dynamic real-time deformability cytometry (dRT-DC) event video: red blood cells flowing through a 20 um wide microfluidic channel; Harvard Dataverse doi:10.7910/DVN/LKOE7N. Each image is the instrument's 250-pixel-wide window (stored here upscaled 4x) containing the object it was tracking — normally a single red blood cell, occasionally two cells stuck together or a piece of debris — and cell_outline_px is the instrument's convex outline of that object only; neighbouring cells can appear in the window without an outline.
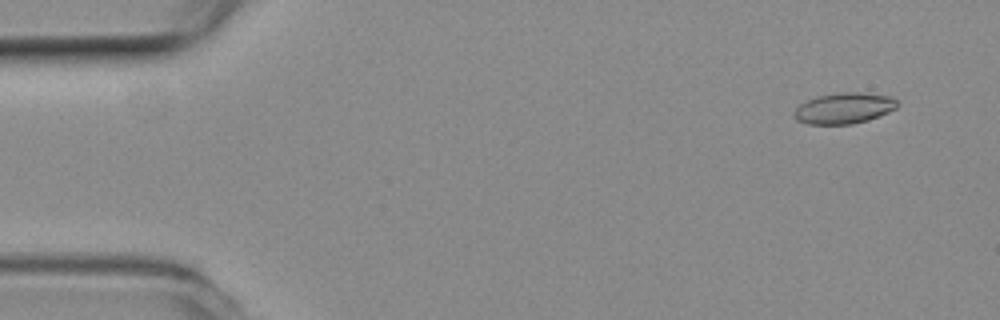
{"species": "common noctule bat (a hibernating species)", "species_latin": "Nyctalus noctula", "temperature_condition": "room temperature", "stored_images_in_passage": 3, "camera_frame_rate_fps": 3000, "um_per_image_px": 0.085, "animal": {"sex": "female", "body_mass_g": 19.3, "forearm_length_mm": 54.1}, "frame": {"image": 1, "passage_image": 3, "time_ms": 0.667, "image_size_px": [1000, 320], "cell_outline_px": [[900, 104], [896, 108], [888, 112], [868, 120], [852, 124], [808, 124], [796, 120], [792, 116], [792, 112], [800, 104], [808, 100], [820, 96], [844, 92], [856, 92], [892, 96]], "centroid_in_image_um": [71.74, 9.21], "position_along_channel_um": 13.3, "area_um2": 18.55}}